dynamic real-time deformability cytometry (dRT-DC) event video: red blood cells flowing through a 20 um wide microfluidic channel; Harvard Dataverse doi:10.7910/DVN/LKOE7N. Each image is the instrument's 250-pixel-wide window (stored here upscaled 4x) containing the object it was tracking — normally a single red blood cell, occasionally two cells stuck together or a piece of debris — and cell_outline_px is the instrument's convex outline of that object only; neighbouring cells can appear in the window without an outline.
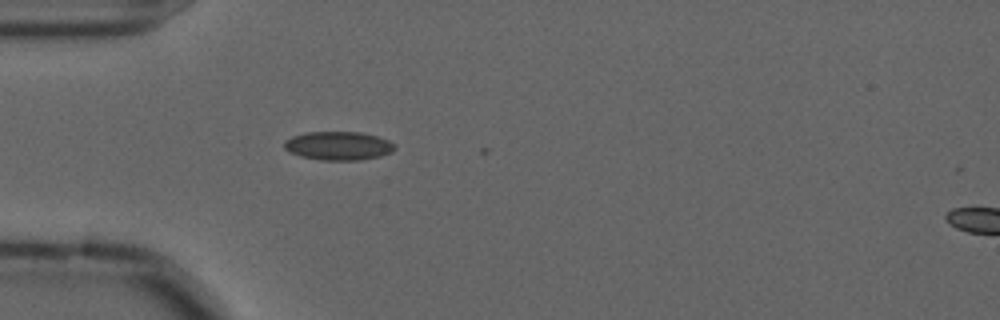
{"species": "common noctule bat (a hibernating species)", "species_latin": "Nyctalus noctula", "temperature_condition": "cold", "stored_images_in_passage": 2, "camera_frame_rate_fps": 3000, "um_per_image_px": 0.085, "animal": {"sex": "male", "forearm_length_mm": 52.5}, "frame": {"image": 1, "passage_image": 1, "time_ms": 0.0, "image_size_px": [1000, 320], "cell_outline_px": [[396, 148], [392, 152], [380, 156], [360, 160], [320, 160], [300, 156], [288, 152], [284, 148], [284, 140], [292, 136], [308, 132], [360, 132], [376, 136], [388, 140], [396, 144]], "centroid_in_image_um": [28.76, 12.39], "position_along_channel_um": 56.2, "area_um2": 18.55}}